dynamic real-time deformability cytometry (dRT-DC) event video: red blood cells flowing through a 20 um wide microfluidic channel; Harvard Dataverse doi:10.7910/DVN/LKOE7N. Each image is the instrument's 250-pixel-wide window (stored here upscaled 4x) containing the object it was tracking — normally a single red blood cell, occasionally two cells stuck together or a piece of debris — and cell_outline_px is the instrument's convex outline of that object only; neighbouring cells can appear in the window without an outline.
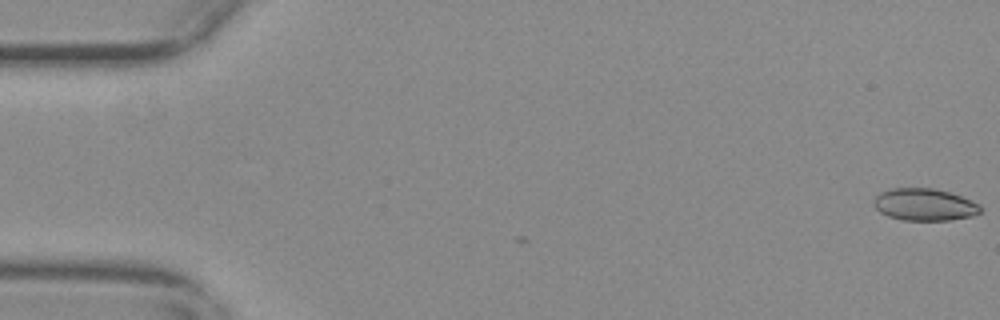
{"species": "common noctule bat (a hibernating species)", "species_latin": "Nyctalus noctula", "temperature_condition": "warm", "stored_images_in_passage": 3, "camera_frame_rate_fps": 3000, "um_per_image_px": 0.085, "animal": {"sex": "female", "body_mass_g": 29.2, "forearm_length_mm": 56.3}, "frame": {"image": 1, "passage_image": 3, "time_ms": 0.667, "image_size_px": [1000, 320], "cell_outline_px": [[980, 212], [972, 216], [948, 220], [904, 220], [888, 216], [880, 212], [876, 208], [872, 200], [880, 192], [892, 188], [932, 188], [948, 192], [960, 196], [980, 204]], "centroid_in_image_um": [78.55, 17.39], "position_along_channel_um": 6.4, "area_um2": 19.83}}